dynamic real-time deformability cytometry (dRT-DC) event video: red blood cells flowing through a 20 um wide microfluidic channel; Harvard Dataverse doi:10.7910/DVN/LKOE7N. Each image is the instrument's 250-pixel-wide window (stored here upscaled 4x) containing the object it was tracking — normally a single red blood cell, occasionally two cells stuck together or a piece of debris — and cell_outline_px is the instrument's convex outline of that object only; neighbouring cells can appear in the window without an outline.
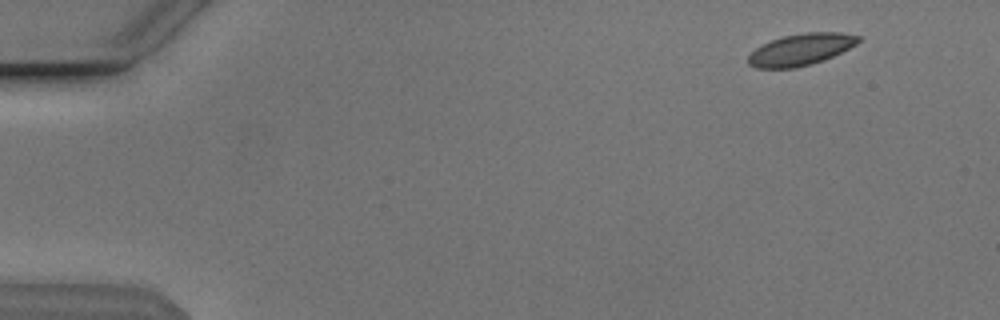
{"species": "Egyptian fruit bat (a non-hibernating species)", "species_latin": "Rousettus aegyptiacus", "temperature_condition": "cold", "stored_images_in_passage": 51, "camera_frame_rate_fps": 3000, "um_per_image_px": 0.085, "animal": {"sex": "male"}, "frame": {"image": 1, "passage_image": 2, "time_ms": 0.333, "image_size_px": [1000, 320], "cell_outline_px": [[860, 40], [856, 44], [824, 60], [812, 64], [792, 68], [756, 68], [748, 64], [748, 56], [756, 48], [772, 40], [784, 36], [804, 32], [840, 32], [860, 36]], "centroid_in_image_um": [68.07, 4.21], "position_along_channel_um": 16.9, "area_um2": 20.11}}
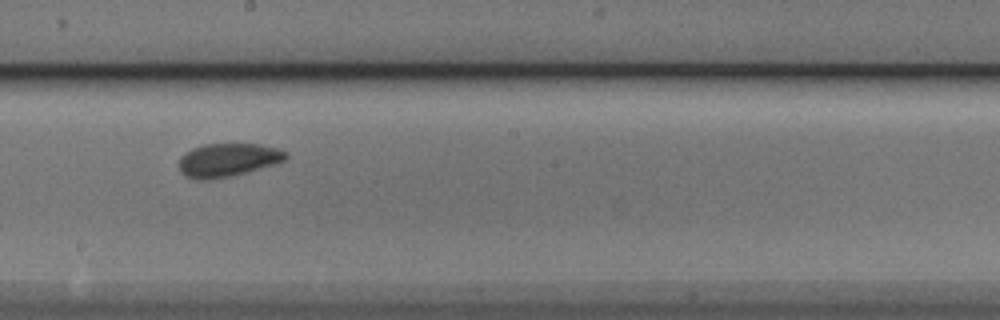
{"frame": {"image": 2, "passage_image": 28, "time_ms": 9.0, "image_size_px": [1000, 320], "cell_outline_px": [[288, 156], [284, 160], [276, 164], [228, 176], [208, 180], [196, 180], [184, 176], [180, 172], [180, 156], [192, 148], [204, 144], [260, 144], [276, 148], [288, 152]], "centroid_in_image_um": [19.34, 13.59], "position_along_channel_um": 228.9, "area_um2": 20.69}}
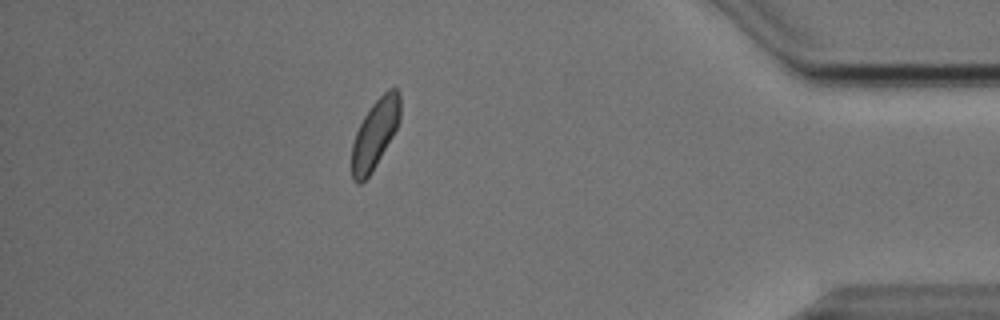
{"frame": {"image": 3, "passage_image": 45, "time_ms": 14.667, "image_size_px": [1000, 320], "cell_outline_px": [[400, 120], [392, 136], [372, 172], [360, 184], [356, 184], [352, 180], [352, 144], [356, 132], [364, 116], [372, 104], [388, 88], [396, 88], [400, 92]], "centroid_in_image_um": [31.87, 11.38], "position_along_channel_um": 403.3, "area_um2": 19.36}, "authors_computed_cell_mechanics": {"area_um2": 20.4034, "velocity_mm_per_s": 3.797, "shape_relaxation_time_tau1_ms": 3.3301, "shape_relaxation_time_tau2_ms": 3.6384, "deformation_change_tau1": 0.0854, "deformation_change_tau2": 0.0517}}